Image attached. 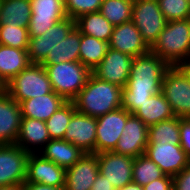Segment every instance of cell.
Instances as JSON below:
<instances>
[{
    "mask_svg": "<svg viewBox=\"0 0 190 190\" xmlns=\"http://www.w3.org/2000/svg\"><path fill=\"white\" fill-rule=\"evenodd\" d=\"M169 67L152 52L134 57L128 82L122 88V108L133 114L153 94L160 92Z\"/></svg>",
    "mask_w": 190,
    "mask_h": 190,
    "instance_id": "6da1fadb",
    "label": "cell"
},
{
    "mask_svg": "<svg viewBox=\"0 0 190 190\" xmlns=\"http://www.w3.org/2000/svg\"><path fill=\"white\" fill-rule=\"evenodd\" d=\"M72 102L76 111L98 118L122 107V88L91 73Z\"/></svg>",
    "mask_w": 190,
    "mask_h": 190,
    "instance_id": "7a4b0ae2",
    "label": "cell"
},
{
    "mask_svg": "<svg viewBox=\"0 0 190 190\" xmlns=\"http://www.w3.org/2000/svg\"><path fill=\"white\" fill-rule=\"evenodd\" d=\"M150 52L158 55L169 66L190 62V19L167 22Z\"/></svg>",
    "mask_w": 190,
    "mask_h": 190,
    "instance_id": "3957f363",
    "label": "cell"
},
{
    "mask_svg": "<svg viewBox=\"0 0 190 190\" xmlns=\"http://www.w3.org/2000/svg\"><path fill=\"white\" fill-rule=\"evenodd\" d=\"M53 91L66 101H72L85 86L91 71L80 61L43 65Z\"/></svg>",
    "mask_w": 190,
    "mask_h": 190,
    "instance_id": "277c9868",
    "label": "cell"
},
{
    "mask_svg": "<svg viewBox=\"0 0 190 190\" xmlns=\"http://www.w3.org/2000/svg\"><path fill=\"white\" fill-rule=\"evenodd\" d=\"M6 92L19 104L53 92L45 67L31 63L6 84Z\"/></svg>",
    "mask_w": 190,
    "mask_h": 190,
    "instance_id": "5b68a950",
    "label": "cell"
},
{
    "mask_svg": "<svg viewBox=\"0 0 190 190\" xmlns=\"http://www.w3.org/2000/svg\"><path fill=\"white\" fill-rule=\"evenodd\" d=\"M161 93L175 116L190 118V80L179 66H170L165 71Z\"/></svg>",
    "mask_w": 190,
    "mask_h": 190,
    "instance_id": "8992f818",
    "label": "cell"
},
{
    "mask_svg": "<svg viewBox=\"0 0 190 190\" xmlns=\"http://www.w3.org/2000/svg\"><path fill=\"white\" fill-rule=\"evenodd\" d=\"M131 21L149 47L167 24L157 0H133Z\"/></svg>",
    "mask_w": 190,
    "mask_h": 190,
    "instance_id": "52a82bcc",
    "label": "cell"
},
{
    "mask_svg": "<svg viewBox=\"0 0 190 190\" xmlns=\"http://www.w3.org/2000/svg\"><path fill=\"white\" fill-rule=\"evenodd\" d=\"M130 114L121 107L96 118V154L115 149Z\"/></svg>",
    "mask_w": 190,
    "mask_h": 190,
    "instance_id": "ba28073f",
    "label": "cell"
},
{
    "mask_svg": "<svg viewBox=\"0 0 190 190\" xmlns=\"http://www.w3.org/2000/svg\"><path fill=\"white\" fill-rule=\"evenodd\" d=\"M29 154L16 144H0V186L25 183Z\"/></svg>",
    "mask_w": 190,
    "mask_h": 190,
    "instance_id": "9c48e42d",
    "label": "cell"
},
{
    "mask_svg": "<svg viewBox=\"0 0 190 190\" xmlns=\"http://www.w3.org/2000/svg\"><path fill=\"white\" fill-rule=\"evenodd\" d=\"M29 37L41 36L54 24L68 17L64 0H30Z\"/></svg>",
    "mask_w": 190,
    "mask_h": 190,
    "instance_id": "30bf717a",
    "label": "cell"
},
{
    "mask_svg": "<svg viewBox=\"0 0 190 190\" xmlns=\"http://www.w3.org/2000/svg\"><path fill=\"white\" fill-rule=\"evenodd\" d=\"M99 173L106 178L116 190L133 182V162L131 156L117 154L113 151L97 154Z\"/></svg>",
    "mask_w": 190,
    "mask_h": 190,
    "instance_id": "8fae6325",
    "label": "cell"
},
{
    "mask_svg": "<svg viewBox=\"0 0 190 190\" xmlns=\"http://www.w3.org/2000/svg\"><path fill=\"white\" fill-rule=\"evenodd\" d=\"M145 155L158 165L165 175L171 177H175L190 164V158L180 145L148 143Z\"/></svg>",
    "mask_w": 190,
    "mask_h": 190,
    "instance_id": "7c38bea8",
    "label": "cell"
},
{
    "mask_svg": "<svg viewBox=\"0 0 190 190\" xmlns=\"http://www.w3.org/2000/svg\"><path fill=\"white\" fill-rule=\"evenodd\" d=\"M134 58L109 48L102 61L92 70L97 78L121 88L128 82Z\"/></svg>",
    "mask_w": 190,
    "mask_h": 190,
    "instance_id": "4fadbf2b",
    "label": "cell"
},
{
    "mask_svg": "<svg viewBox=\"0 0 190 190\" xmlns=\"http://www.w3.org/2000/svg\"><path fill=\"white\" fill-rule=\"evenodd\" d=\"M75 27V20L66 17L54 24L41 36L30 37L28 44V57L31 63L40 64L54 48L67 37L69 32Z\"/></svg>",
    "mask_w": 190,
    "mask_h": 190,
    "instance_id": "5bb4252c",
    "label": "cell"
},
{
    "mask_svg": "<svg viewBox=\"0 0 190 190\" xmlns=\"http://www.w3.org/2000/svg\"><path fill=\"white\" fill-rule=\"evenodd\" d=\"M148 144V126L134 114H130L113 152L133 158L145 154Z\"/></svg>",
    "mask_w": 190,
    "mask_h": 190,
    "instance_id": "9a60e30c",
    "label": "cell"
},
{
    "mask_svg": "<svg viewBox=\"0 0 190 190\" xmlns=\"http://www.w3.org/2000/svg\"><path fill=\"white\" fill-rule=\"evenodd\" d=\"M66 169L44 159L38 153H30L27 160L25 183L65 188Z\"/></svg>",
    "mask_w": 190,
    "mask_h": 190,
    "instance_id": "2e32d148",
    "label": "cell"
},
{
    "mask_svg": "<svg viewBox=\"0 0 190 190\" xmlns=\"http://www.w3.org/2000/svg\"><path fill=\"white\" fill-rule=\"evenodd\" d=\"M96 126V118L75 111L63 140L72 143L84 153H95Z\"/></svg>",
    "mask_w": 190,
    "mask_h": 190,
    "instance_id": "e0dca14e",
    "label": "cell"
},
{
    "mask_svg": "<svg viewBox=\"0 0 190 190\" xmlns=\"http://www.w3.org/2000/svg\"><path fill=\"white\" fill-rule=\"evenodd\" d=\"M109 47L133 58L150 52V47L132 21L114 26Z\"/></svg>",
    "mask_w": 190,
    "mask_h": 190,
    "instance_id": "ac0fdd59",
    "label": "cell"
},
{
    "mask_svg": "<svg viewBox=\"0 0 190 190\" xmlns=\"http://www.w3.org/2000/svg\"><path fill=\"white\" fill-rule=\"evenodd\" d=\"M99 173L96 153H85L73 166L66 169L64 190H91Z\"/></svg>",
    "mask_w": 190,
    "mask_h": 190,
    "instance_id": "d6986e66",
    "label": "cell"
},
{
    "mask_svg": "<svg viewBox=\"0 0 190 190\" xmlns=\"http://www.w3.org/2000/svg\"><path fill=\"white\" fill-rule=\"evenodd\" d=\"M22 113L20 104L7 92L0 94V144H15Z\"/></svg>",
    "mask_w": 190,
    "mask_h": 190,
    "instance_id": "ffe728a7",
    "label": "cell"
},
{
    "mask_svg": "<svg viewBox=\"0 0 190 190\" xmlns=\"http://www.w3.org/2000/svg\"><path fill=\"white\" fill-rule=\"evenodd\" d=\"M50 140L44 121L22 117L15 143L17 146L28 153H38Z\"/></svg>",
    "mask_w": 190,
    "mask_h": 190,
    "instance_id": "44dd1931",
    "label": "cell"
},
{
    "mask_svg": "<svg viewBox=\"0 0 190 190\" xmlns=\"http://www.w3.org/2000/svg\"><path fill=\"white\" fill-rule=\"evenodd\" d=\"M67 101L54 91L32 99H27L20 103L22 117L48 120Z\"/></svg>",
    "mask_w": 190,
    "mask_h": 190,
    "instance_id": "7402d4cb",
    "label": "cell"
},
{
    "mask_svg": "<svg viewBox=\"0 0 190 190\" xmlns=\"http://www.w3.org/2000/svg\"><path fill=\"white\" fill-rule=\"evenodd\" d=\"M38 154L44 159L67 169L79 161L85 153L63 139H51Z\"/></svg>",
    "mask_w": 190,
    "mask_h": 190,
    "instance_id": "603a6c76",
    "label": "cell"
},
{
    "mask_svg": "<svg viewBox=\"0 0 190 190\" xmlns=\"http://www.w3.org/2000/svg\"><path fill=\"white\" fill-rule=\"evenodd\" d=\"M31 64L27 49L0 44V77L7 84Z\"/></svg>",
    "mask_w": 190,
    "mask_h": 190,
    "instance_id": "cb8c5ba5",
    "label": "cell"
},
{
    "mask_svg": "<svg viewBox=\"0 0 190 190\" xmlns=\"http://www.w3.org/2000/svg\"><path fill=\"white\" fill-rule=\"evenodd\" d=\"M133 114L148 127L175 117L170 104L161 91L153 94Z\"/></svg>",
    "mask_w": 190,
    "mask_h": 190,
    "instance_id": "d4e9b609",
    "label": "cell"
},
{
    "mask_svg": "<svg viewBox=\"0 0 190 190\" xmlns=\"http://www.w3.org/2000/svg\"><path fill=\"white\" fill-rule=\"evenodd\" d=\"M81 42V33L74 27L67 37L58 42L50 50L46 58L40 63L41 65L58 64L60 62L79 61V46Z\"/></svg>",
    "mask_w": 190,
    "mask_h": 190,
    "instance_id": "484cf974",
    "label": "cell"
},
{
    "mask_svg": "<svg viewBox=\"0 0 190 190\" xmlns=\"http://www.w3.org/2000/svg\"><path fill=\"white\" fill-rule=\"evenodd\" d=\"M75 27L81 34L109 42L114 26L98 11L87 13L75 19Z\"/></svg>",
    "mask_w": 190,
    "mask_h": 190,
    "instance_id": "4316f807",
    "label": "cell"
},
{
    "mask_svg": "<svg viewBox=\"0 0 190 190\" xmlns=\"http://www.w3.org/2000/svg\"><path fill=\"white\" fill-rule=\"evenodd\" d=\"M31 14L30 0H2L0 25L29 27Z\"/></svg>",
    "mask_w": 190,
    "mask_h": 190,
    "instance_id": "83f0119b",
    "label": "cell"
},
{
    "mask_svg": "<svg viewBox=\"0 0 190 190\" xmlns=\"http://www.w3.org/2000/svg\"><path fill=\"white\" fill-rule=\"evenodd\" d=\"M109 48V42L81 34L79 61L92 72L102 61Z\"/></svg>",
    "mask_w": 190,
    "mask_h": 190,
    "instance_id": "f1b7e54d",
    "label": "cell"
},
{
    "mask_svg": "<svg viewBox=\"0 0 190 190\" xmlns=\"http://www.w3.org/2000/svg\"><path fill=\"white\" fill-rule=\"evenodd\" d=\"M181 117H173L148 127V143L180 145Z\"/></svg>",
    "mask_w": 190,
    "mask_h": 190,
    "instance_id": "f546056e",
    "label": "cell"
},
{
    "mask_svg": "<svg viewBox=\"0 0 190 190\" xmlns=\"http://www.w3.org/2000/svg\"><path fill=\"white\" fill-rule=\"evenodd\" d=\"M133 0H103L99 12L113 25L132 19Z\"/></svg>",
    "mask_w": 190,
    "mask_h": 190,
    "instance_id": "4dcf8cb0",
    "label": "cell"
},
{
    "mask_svg": "<svg viewBox=\"0 0 190 190\" xmlns=\"http://www.w3.org/2000/svg\"><path fill=\"white\" fill-rule=\"evenodd\" d=\"M165 174L160 167L150 160L145 154L139 155L133 162V182L144 187L145 185L160 179Z\"/></svg>",
    "mask_w": 190,
    "mask_h": 190,
    "instance_id": "1f68e13d",
    "label": "cell"
},
{
    "mask_svg": "<svg viewBox=\"0 0 190 190\" xmlns=\"http://www.w3.org/2000/svg\"><path fill=\"white\" fill-rule=\"evenodd\" d=\"M76 111L74 103L67 101L45 121L51 139H63L73 113Z\"/></svg>",
    "mask_w": 190,
    "mask_h": 190,
    "instance_id": "d6a6232c",
    "label": "cell"
},
{
    "mask_svg": "<svg viewBox=\"0 0 190 190\" xmlns=\"http://www.w3.org/2000/svg\"><path fill=\"white\" fill-rule=\"evenodd\" d=\"M28 27L0 25V44L18 49H28Z\"/></svg>",
    "mask_w": 190,
    "mask_h": 190,
    "instance_id": "836d02e7",
    "label": "cell"
},
{
    "mask_svg": "<svg viewBox=\"0 0 190 190\" xmlns=\"http://www.w3.org/2000/svg\"><path fill=\"white\" fill-rule=\"evenodd\" d=\"M163 16L169 21L190 19V0H157Z\"/></svg>",
    "mask_w": 190,
    "mask_h": 190,
    "instance_id": "e575fe53",
    "label": "cell"
},
{
    "mask_svg": "<svg viewBox=\"0 0 190 190\" xmlns=\"http://www.w3.org/2000/svg\"><path fill=\"white\" fill-rule=\"evenodd\" d=\"M67 16L75 20L87 13L98 12L103 0H64Z\"/></svg>",
    "mask_w": 190,
    "mask_h": 190,
    "instance_id": "d590c367",
    "label": "cell"
},
{
    "mask_svg": "<svg viewBox=\"0 0 190 190\" xmlns=\"http://www.w3.org/2000/svg\"><path fill=\"white\" fill-rule=\"evenodd\" d=\"M180 146L190 158V118H182L180 121Z\"/></svg>",
    "mask_w": 190,
    "mask_h": 190,
    "instance_id": "8d00e7d4",
    "label": "cell"
},
{
    "mask_svg": "<svg viewBox=\"0 0 190 190\" xmlns=\"http://www.w3.org/2000/svg\"><path fill=\"white\" fill-rule=\"evenodd\" d=\"M173 188L175 190H190V164L173 177Z\"/></svg>",
    "mask_w": 190,
    "mask_h": 190,
    "instance_id": "74e56055",
    "label": "cell"
},
{
    "mask_svg": "<svg viewBox=\"0 0 190 190\" xmlns=\"http://www.w3.org/2000/svg\"><path fill=\"white\" fill-rule=\"evenodd\" d=\"M144 190H172L173 189V177L164 175L162 178L157 179L149 184L145 185Z\"/></svg>",
    "mask_w": 190,
    "mask_h": 190,
    "instance_id": "f35d334b",
    "label": "cell"
},
{
    "mask_svg": "<svg viewBox=\"0 0 190 190\" xmlns=\"http://www.w3.org/2000/svg\"><path fill=\"white\" fill-rule=\"evenodd\" d=\"M91 190H116L104 176L98 173V176L91 188Z\"/></svg>",
    "mask_w": 190,
    "mask_h": 190,
    "instance_id": "ab89813d",
    "label": "cell"
},
{
    "mask_svg": "<svg viewBox=\"0 0 190 190\" xmlns=\"http://www.w3.org/2000/svg\"><path fill=\"white\" fill-rule=\"evenodd\" d=\"M23 190H64V188L43 185L40 183H24Z\"/></svg>",
    "mask_w": 190,
    "mask_h": 190,
    "instance_id": "60d3db41",
    "label": "cell"
},
{
    "mask_svg": "<svg viewBox=\"0 0 190 190\" xmlns=\"http://www.w3.org/2000/svg\"><path fill=\"white\" fill-rule=\"evenodd\" d=\"M119 190H144V188L142 186L136 184L135 182H131Z\"/></svg>",
    "mask_w": 190,
    "mask_h": 190,
    "instance_id": "b9f144b4",
    "label": "cell"
},
{
    "mask_svg": "<svg viewBox=\"0 0 190 190\" xmlns=\"http://www.w3.org/2000/svg\"><path fill=\"white\" fill-rule=\"evenodd\" d=\"M0 190H23V184L0 186Z\"/></svg>",
    "mask_w": 190,
    "mask_h": 190,
    "instance_id": "7bdbcfd3",
    "label": "cell"
},
{
    "mask_svg": "<svg viewBox=\"0 0 190 190\" xmlns=\"http://www.w3.org/2000/svg\"><path fill=\"white\" fill-rule=\"evenodd\" d=\"M179 67L185 72V74L188 76L190 80V62L179 65Z\"/></svg>",
    "mask_w": 190,
    "mask_h": 190,
    "instance_id": "ee69618b",
    "label": "cell"
},
{
    "mask_svg": "<svg viewBox=\"0 0 190 190\" xmlns=\"http://www.w3.org/2000/svg\"><path fill=\"white\" fill-rule=\"evenodd\" d=\"M5 92H6V84L0 77V94L5 93Z\"/></svg>",
    "mask_w": 190,
    "mask_h": 190,
    "instance_id": "f6af8a7d",
    "label": "cell"
}]
</instances>
